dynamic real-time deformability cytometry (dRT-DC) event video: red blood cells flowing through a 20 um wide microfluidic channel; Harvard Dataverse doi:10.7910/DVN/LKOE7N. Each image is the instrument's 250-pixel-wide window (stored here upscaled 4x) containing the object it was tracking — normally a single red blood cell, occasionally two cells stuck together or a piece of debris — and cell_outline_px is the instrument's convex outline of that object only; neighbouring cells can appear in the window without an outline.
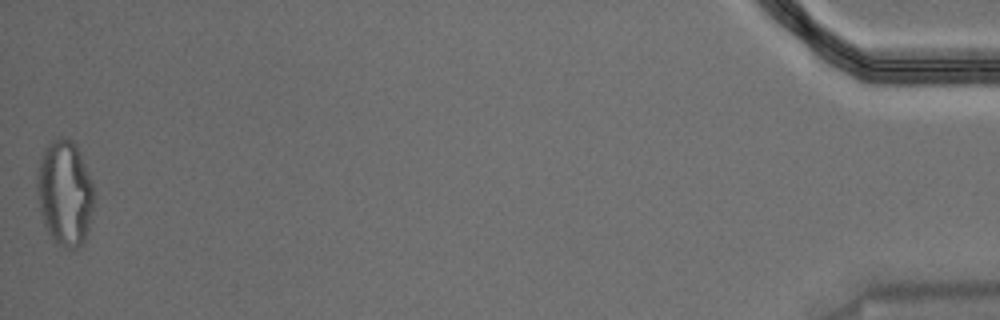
{"species": "Egyptian fruit bat (a non-hibernating species)", "species_latin": "Rousettus aegyptiacus", "temperature_condition": "warm", "stored_images_in_passage": 56, "segment_of_instrument_passage": [2, 2], "camera_frame_rate_fps": 3000, "um_per_image_px": 0.085, "animal": {"sex": "male"}, "frame": {"image": 1, "passage_image": 56, "time_ms": 18.333, "image_size_px": [1000, 320], "cell_outline_px": [[96, 200], [88, 228], [84, 240], [76, 248], [68, 248], [56, 244], [52, 240], [40, 216], [36, 192], [36, 176], [40, 160], [44, 148], [56, 136], [68, 136], [76, 144], [80, 152], [92, 184]], "centroid_in_image_um": [5.49, 16.38], "position_along_channel_um": 429.7, "area_um2": 35.66}}